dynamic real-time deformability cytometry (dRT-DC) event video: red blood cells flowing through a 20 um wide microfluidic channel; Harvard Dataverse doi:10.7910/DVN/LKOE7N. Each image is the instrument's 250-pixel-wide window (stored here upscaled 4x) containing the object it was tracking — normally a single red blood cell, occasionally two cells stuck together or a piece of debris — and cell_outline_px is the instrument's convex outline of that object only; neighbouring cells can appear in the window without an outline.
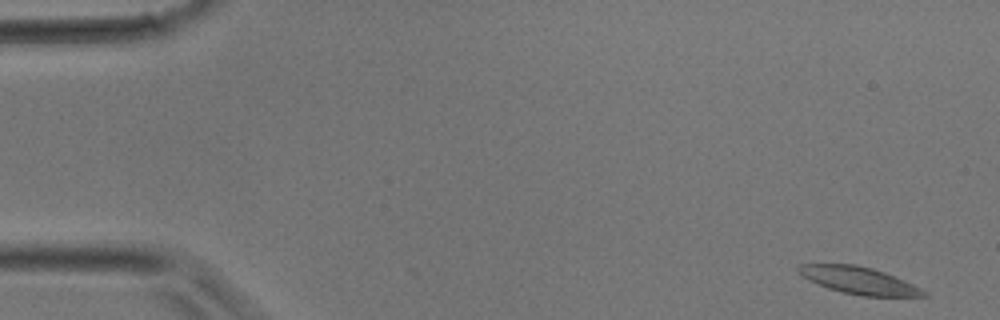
{"species": "common noctule bat (a hibernating species)", "species_latin": "Nyctalus noctula", "temperature_condition": "room temperature", "stored_images_in_passage": 35, "camera_frame_rate_fps": 3000, "um_per_image_px": 0.085, "animal": {"sex": "male", "body_mass_g": 17.9}, "frame": {"image": 1, "passage_image": 1, "time_ms": 0.0, "image_size_px": [1000, 320], "cell_outline_px": [[928, 296], [860, 296], [840, 292], [828, 288], [808, 280], [796, 272], [796, 268], [800, 264], [856, 264], [872, 268], [884, 272], [904, 280], [928, 292]], "centroid_in_image_um": [72.97, 23.83], "position_along_channel_um": 12.0, "area_um2": 19.88}}
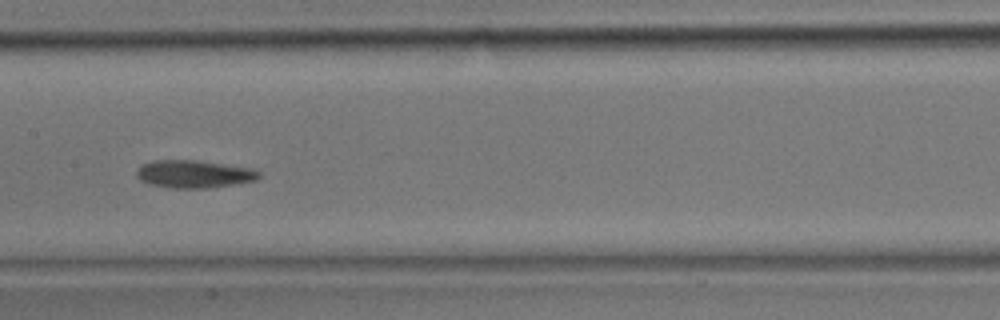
{"frame": {"image": 2, "passage_image": 17, "time_ms": 5.333, "image_size_px": [1000, 320], "cell_outline_px": [[260, 176], [256, 180], [208, 188], [168, 188], [152, 184], [140, 180], [136, 176], [136, 172], [140, 164], [152, 160], [196, 160], [252, 168], [260, 172]], "centroid_in_image_um": [16.45, 14.78], "position_along_channel_um": 191.0, "area_um2": 19.77}}
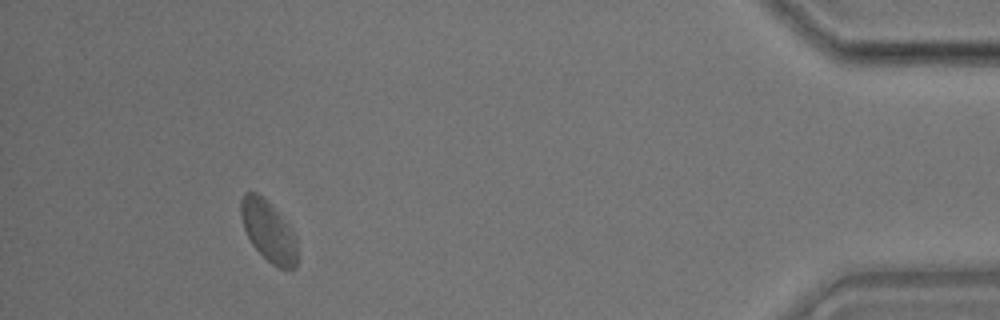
{"frame": {"image": 3, "passage_image": 32, "time_ms": 10.333, "image_size_px": [1000, 320], "cell_outline_px": [[296, 268], [280, 268], [272, 264], [252, 244], [244, 228], [240, 216], [240, 200], [244, 192], [256, 192], [264, 196], [272, 204], [292, 232], [296, 240]], "centroid_in_image_um": [22.78, 19.59], "position_along_channel_um": 412.4, "area_um2": 19.71}}